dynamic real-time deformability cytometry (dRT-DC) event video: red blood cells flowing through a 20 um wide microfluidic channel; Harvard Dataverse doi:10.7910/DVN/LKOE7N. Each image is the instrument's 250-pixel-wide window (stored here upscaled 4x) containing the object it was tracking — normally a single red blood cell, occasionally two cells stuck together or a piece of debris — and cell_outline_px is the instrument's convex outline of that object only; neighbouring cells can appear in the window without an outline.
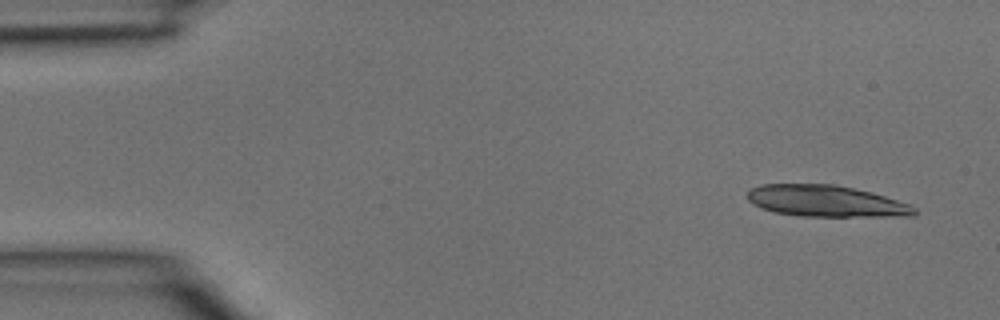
{"species": "common noctule bat (a hibernating species)", "species_latin": "Nyctalus noctula", "temperature_condition": "room temperature", "stored_images_in_passage": 3, "segment_of_instrument_passage": [2, 2], "camera_frame_rate_fps": 3000, "um_per_image_px": 0.085, "animal": {"sex": "male", "body_mass_g": 15.6}, "frame": {"image": 1, "passage_image": 3, "time_ms": 0.667, "image_size_px": [1000, 320], "cell_outline_px": [[916, 212], [912, 216], [800, 216], [776, 212], [760, 208], [752, 204], [748, 200], [748, 188], [760, 184], [836, 184], [872, 192], [912, 204], [916, 208]], "centroid_in_image_um": [70.2, 17.08], "position_along_channel_um": 14.8, "area_um2": 30.87}}